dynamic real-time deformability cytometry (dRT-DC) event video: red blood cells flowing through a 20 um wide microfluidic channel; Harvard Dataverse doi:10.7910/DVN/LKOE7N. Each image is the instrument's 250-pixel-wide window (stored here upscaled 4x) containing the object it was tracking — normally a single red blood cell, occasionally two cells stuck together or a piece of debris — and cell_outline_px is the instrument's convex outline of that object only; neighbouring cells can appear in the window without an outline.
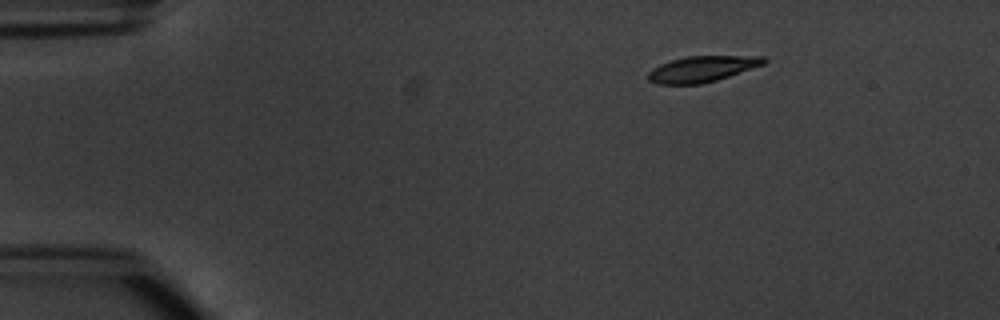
{"species": "common noctule bat (a hibernating species)", "species_latin": "Nyctalus noctula", "temperature_condition": "warm", "stored_images_in_passage": 7, "camera_frame_rate_fps": 3000, "um_per_image_px": 0.085, "animal": {"sex": "male", "body_mass_g": 20.1, "forearm_length_mm": 53.5}, "frame": {"image": 1, "passage_image": 3, "time_ms": 2.333, "image_size_px": [1000, 320], "cell_outline_px": [[768, 60], [764, 64], [716, 80], [700, 84], [656, 84], [648, 80], [648, 72], [652, 68], [660, 64], [672, 60], [688, 56], [764, 56]], "centroid_in_image_um": [59.66, 5.86], "position_along_channel_um": 25.3, "area_um2": 17.34}}
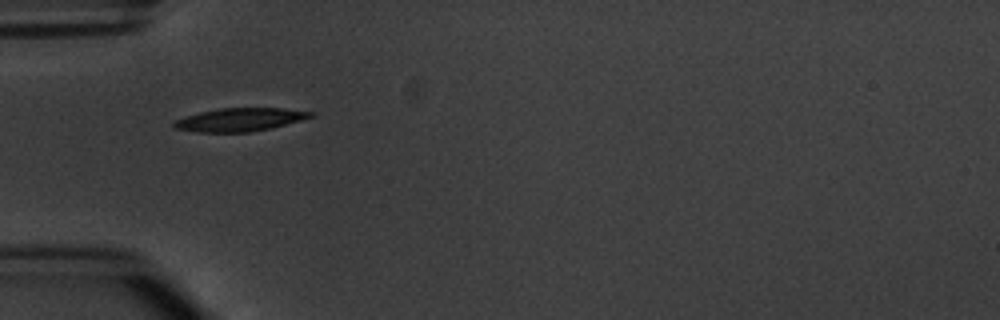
{"frame": {"image": 2, "passage_image": 5, "time_ms": 5.333, "image_size_px": [1000, 320], "cell_outline_px": [[316, 116], [272, 128], [252, 132], [196, 132], [172, 128], [172, 120], [184, 116], [200, 112], [220, 108], [284, 108], [316, 112]], "centroid_in_image_um": [20.38, 10.17], "position_along_channel_um": 64.6, "area_um2": 18.84}}